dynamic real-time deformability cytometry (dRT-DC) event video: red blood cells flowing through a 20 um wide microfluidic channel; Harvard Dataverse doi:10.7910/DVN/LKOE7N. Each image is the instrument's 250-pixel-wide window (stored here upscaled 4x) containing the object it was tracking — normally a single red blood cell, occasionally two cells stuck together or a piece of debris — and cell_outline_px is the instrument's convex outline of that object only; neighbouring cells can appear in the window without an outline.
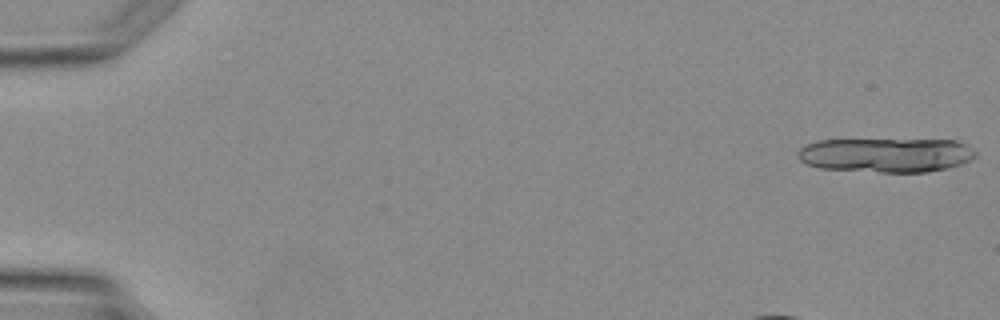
{"species": "Egyptian fruit bat (a non-hibernating species)", "species_latin": "Rousettus aegyptiacus", "temperature_condition": "warm", "stored_images_in_passage": 4, "camera_frame_rate_fps": 3000, "um_per_image_px": 0.085, "animal": {"sex": "female"}, "frame": {"image": 1, "passage_image": 1, "time_ms": 0.0, "image_size_px": [1000, 320], "cell_outline_px": [[976, 156], [972, 160], [948, 168], [928, 172], [880, 172], [820, 168], [808, 164], [800, 160], [796, 156], [796, 152], [804, 144], [816, 140], [956, 140], [964, 144], [976, 152]], "centroid_in_image_um": [75.29, 13.18], "position_along_channel_um": 9.7, "area_um2": 35.72}}